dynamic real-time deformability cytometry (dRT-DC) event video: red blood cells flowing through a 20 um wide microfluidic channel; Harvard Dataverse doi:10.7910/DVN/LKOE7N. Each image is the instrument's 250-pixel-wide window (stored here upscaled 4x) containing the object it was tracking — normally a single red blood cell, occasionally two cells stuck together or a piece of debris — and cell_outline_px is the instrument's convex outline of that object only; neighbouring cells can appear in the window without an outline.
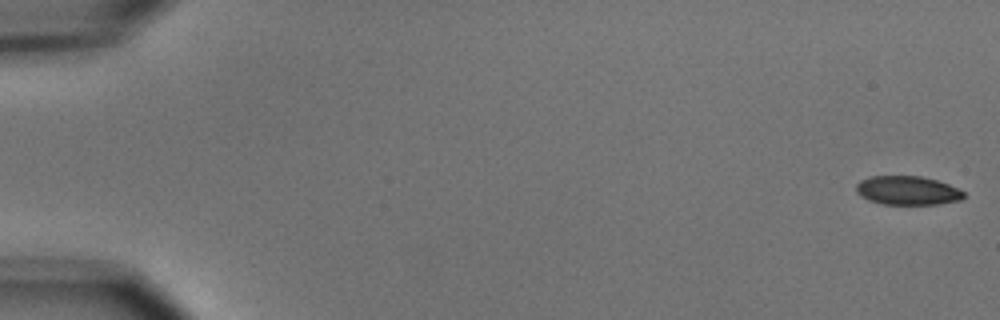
{"species": "common noctule bat (a hibernating species)", "species_latin": "Nyctalus noctula", "temperature_condition": "cold", "stored_images_in_passage": 5, "camera_frame_rate_fps": 3000, "um_per_image_px": 0.085, "animal": {"sex": "male", "body_mass_g": 15.6}, "frame": {"image": 1, "passage_image": 1, "time_ms": 0.0, "image_size_px": [1000, 320], "cell_outline_px": [[964, 196], [960, 200], [936, 204], [884, 204], [868, 200], [860, 196], [856, 192], [856, 184], [860, 180], [872, 176], [920, 176], [936, 180], [948, 184], [964, 192]], "centroid_in_image_um": [77.1, 16.19], "position_along_channel_um": 7.9, "area_um2": 17.98}}